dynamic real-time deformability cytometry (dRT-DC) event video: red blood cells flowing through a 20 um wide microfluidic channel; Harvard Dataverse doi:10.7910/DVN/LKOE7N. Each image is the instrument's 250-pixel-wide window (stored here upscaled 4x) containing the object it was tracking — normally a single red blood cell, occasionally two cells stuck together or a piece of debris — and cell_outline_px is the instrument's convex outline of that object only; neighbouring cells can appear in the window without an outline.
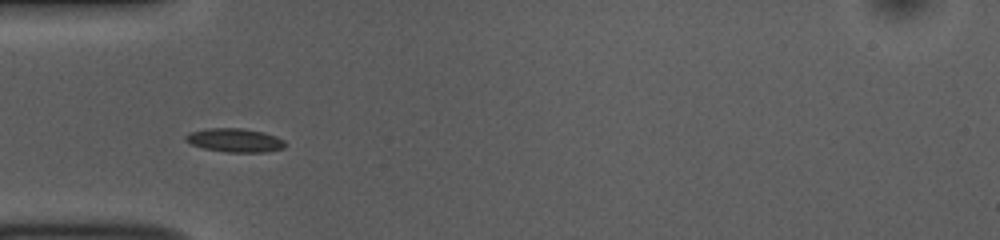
{"species": "common noctule bat (a hibernating species)", "species_latin": "Nyctalus noctula", "temperature_condition": "room temperature", "stored_images_in_passage": 38, "camera_frame_rate_fps": 3000, "um_per_image_px": 0.085, "animal": {"sex": "female", "body_mass_g": 10.0, "forearm_length_mm": 53.1}, "frame": {"image": 1, "passage_image": 1, "time_ms": 0.0, "image_size_px": [1000, 240], "cell_outline_px": [[284, 148], [268, 152], [228, 152], [204, 148], [192, 144], [184, 140], [184, 136], [188, 132], [208, 128], [244, 128], [264, 132], [276, 136], [284, 140]], "centroid_in_image_um": [19.95, 11.91], "position_along_channel_um": 65.0, "area_um2": 13.81}}
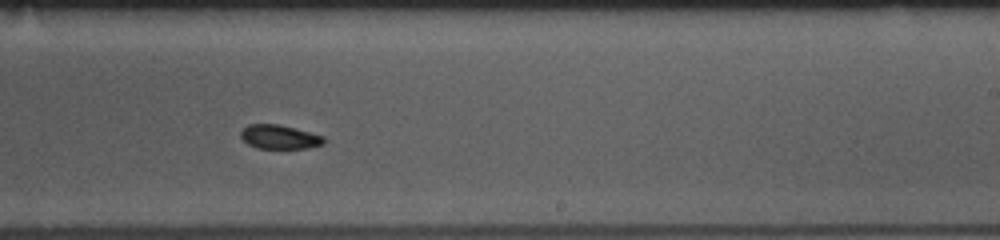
{"frame": {"image": 2, "passage_image": 17, "time_ms": 5.333, "image_size_px": [1000, 240], "cell_outline_px": [[324, 144], [308, 148], [256, 148], [248, 144], [240, 136], [240, 132], [248, 124], [280, 124], [296, 128], [324, 136]], "centroid_in_image_um": [23.76, 11.63], "position_along_channel_um": 265.2, "area_um2": 11.68}}
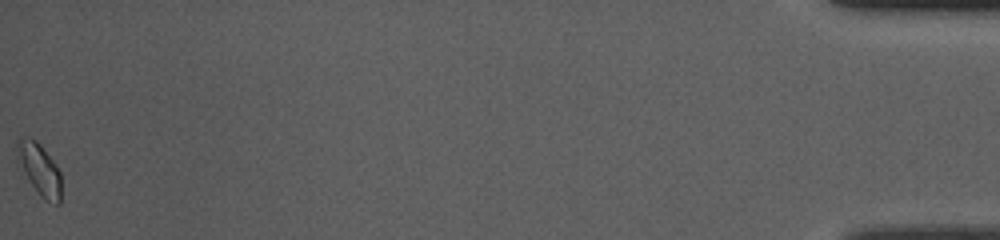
{"frame": {"image": 3, "passage_image": 38, "time_ms": 12.333, "image_size_px": [1000, 240], "cell_outline_px": [[60, 204], [56, 204], [40, 196], [16, 164], [16, 140], [20, 136], [28, 136], [36, 140], [40, 144], [56, 164], [60, 172]], "centroid_in_image_um": [3.28, 14.32], "position_along_channel_um": 431.9, "area_um2": 13.64}, "authors_computed_cell_mechanics": {"area_um2": 12.3403, "velocity_mm_per_s": 3.7616, "shape_relaxation_time_tau1_ms": 8.5025, "shape_relaxation_time_tau2_ms": 2.0018, "deformation_change_tau1": 0.1385, "deformation_change_tau2": 0.0431}}